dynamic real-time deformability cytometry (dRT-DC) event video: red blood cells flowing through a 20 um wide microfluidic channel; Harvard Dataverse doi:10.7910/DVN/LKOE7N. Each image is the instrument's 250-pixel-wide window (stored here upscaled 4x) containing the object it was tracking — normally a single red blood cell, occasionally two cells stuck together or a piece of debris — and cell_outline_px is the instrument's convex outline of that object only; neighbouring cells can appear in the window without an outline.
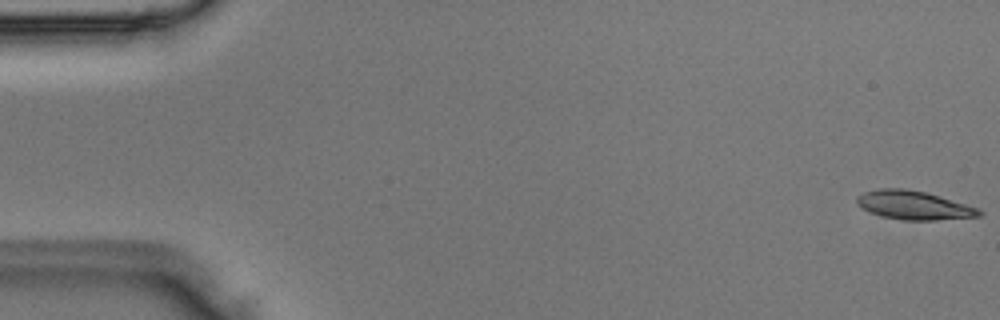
{"species": "Egyptian fruit bat (a non-hibernating species)", "species_latin": "Rousettus aegyptiacus", "temperature_condition": "room temperature", "stored_images_in_passage": 48, "camera_frame_rate_fps": 3000, "um_per_image_px": 0.085, "animal": {"sex": "male"}, "frame": {"image": 1, "passage_image": 1, "time_ms": 0.0, "image_size_px": [1000, 320], "cell_outline_px": [[984, 212], [980, 216], [936, 220], [904, 220], [880, 216], [856, 204], [856, 196], [864, 192], [876, 188], [908, 188], [940, 196], [980, 208]], "centroid_in_image_um": [77.68, 17.43], "position_along_channel_um": 7.3, "area_um2": 20.58}}
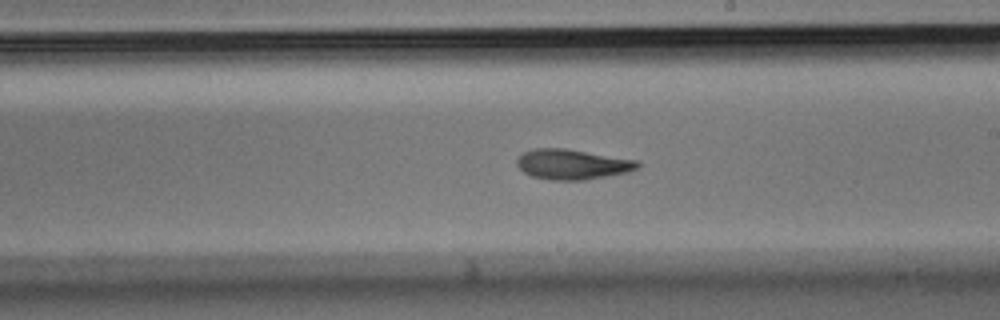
{"frame": {"image": 2, "passage_image": 28, "time_ms": 9.0, "image_size_px": [1000, 320], "cell_outline_px": [[640, 164], [636, 168], [628, 172], [584, 180], [552, 180], [532, 176], [524, 172], [516, 164], [516, 160], [524, 152], [536, 148], [564, 148], [640, 160]], "centroid_in_image_um": [48.66, 13.96], "position_along_channel_um": 240.3, "area_um2": 21.15}}
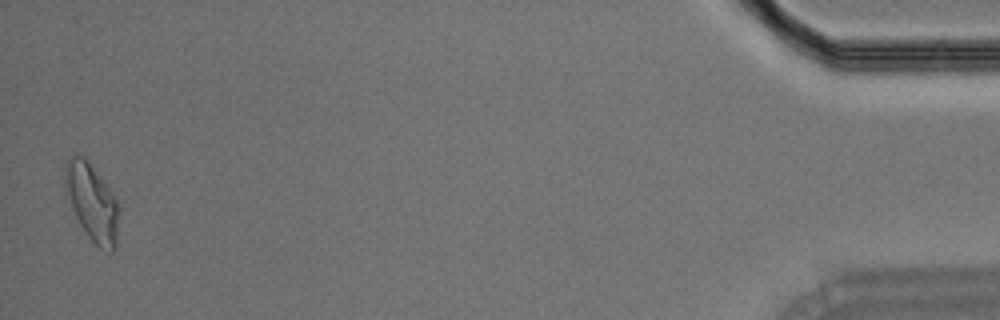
{"frame": {"image": 3, "passage_image": 48, "time_ms": 15.667, "image_size_px": [1000, 320], "cell_outline_px": [[120, 208], [116, 248], [112, 252], [100, 248], [88, 236], [80, 224], [72, 208], [64, 188], [60, 176], [64, 164], [72, 156], [84, 156], [88, 160], [116, 200]], "centroid_in_image_um": [7.79, 17.18], "position_along_channel_um": 427.4, "area_um2": 24.39}}